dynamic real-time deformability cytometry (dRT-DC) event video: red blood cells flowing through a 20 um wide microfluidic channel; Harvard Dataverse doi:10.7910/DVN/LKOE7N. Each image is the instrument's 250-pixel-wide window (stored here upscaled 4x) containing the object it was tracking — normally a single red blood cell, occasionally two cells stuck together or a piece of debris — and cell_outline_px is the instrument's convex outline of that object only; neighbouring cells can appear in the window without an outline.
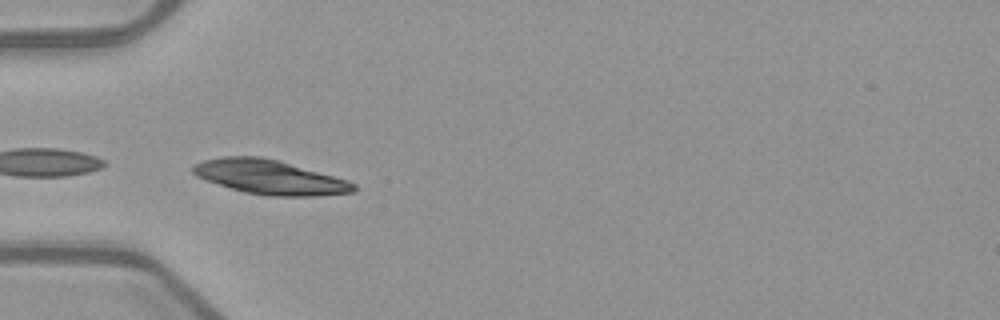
{"species": "common noctule bat (a hibernating species)", "species_latin": "Nyctalus noctula", "temperature_condition": "warm", "stored_images_in_passage": 29, "camera_frame_rate_fps": 3000, "um_per_image_px": 0.085, "animal": {"sex": "female", "body_mass_g": 21.9}, "frame": {"image": 1, "passage_image": 1, "time_ms": 0.0, "image_size_px": [1000, 320], "cell_outline_px": [[356, 192], [316, 196], [268, 196], [244, 192], [196, 176], [192, 172], [192, 168], [196, 164], [204, 160], [224, 156], [260, 156], [280, 160], [348, 180], [356, 184]], "centroid_in_image_um": [22.99, 15.05], "position_along_channel_um": 62.0, "area_um2": 32.08}}
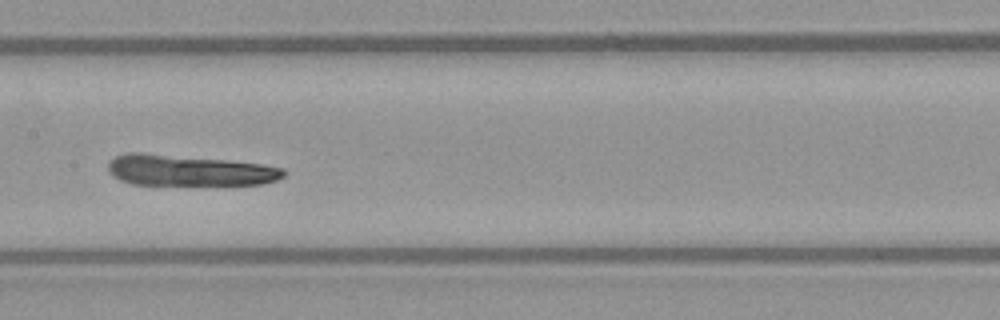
{"frame": {"image": 2, "passage_image": 11, "time_ms": 3.333, "image_size_px": [1000, 320], "cell_outline_px": [[288, 172], [284, 176], [276, 180], [260, 184], [224, 188], [132, 184], [120, 180], [112, 176], [108, 172], [108, 160], [116, 156], [128, 152], [140, 152], [228, 160], [260, 164], [284, 168]], "centroid_in_image_um": [16.11, 14.54], "position_along_channel_um": 191.3, "area_um2": 33.47}}
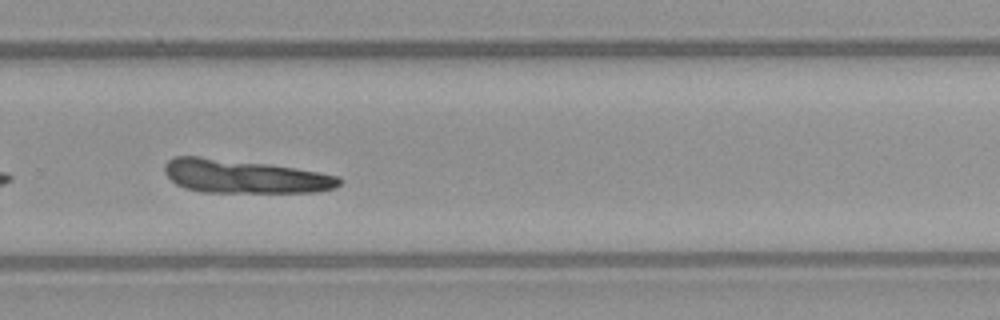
{"frame": {"image": 3, "passage_image": 20, "time_ms": 6.333, "image_size_px": [1000, 320], "cell_outline_px": [[344, 180], [336, 188], [316, 192], [200, 192], [184, 188], [176, 184], [164, 172], [164, 164], [172, 156], [200, 156], [268, 164], [296, 168], [320, 172], [336, 176]], "centroid_in_image_um": [20.76, 14.99], "position_along_channel_um": 309.0, "area_um2": 34.28}}